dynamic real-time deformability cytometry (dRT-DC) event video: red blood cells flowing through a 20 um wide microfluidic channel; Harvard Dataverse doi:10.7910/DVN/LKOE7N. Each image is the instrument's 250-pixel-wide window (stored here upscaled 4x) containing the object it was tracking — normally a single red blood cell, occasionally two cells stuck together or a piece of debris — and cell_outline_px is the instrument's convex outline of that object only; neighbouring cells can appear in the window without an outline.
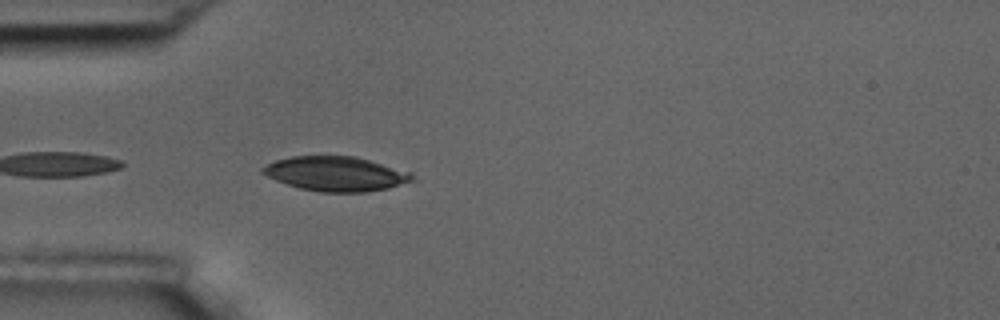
{"species": "common noctule bat (a hibernating species)", "species_latin": "Nyctalus noctula", "temperature_condition": "room temperature", "stored_images_in_passage": 5, "camera_frame_rate_fps": 3000, "um_per_image_px": 0.085, "animal": {"sex": "male", "body_mass_g": 17.5, "forearm_length_mm": 52.3}, "frame": {"image": 1, "passage_image": 5, "time_ms": 4.667, "image_size_px": [1000, 320], "cell_outline_px": [[412, 180], [388, 188], [368, 192], [320, 192], [300, 188], [276, 180], [260, 172], [260, 168], [276, 160], [292, 156], [356, 156], [412, 172]], "centroid_in_image_um": [28.54, 14.77], "position_along_channel_um": 56.5, "area_um2": 29.94}}